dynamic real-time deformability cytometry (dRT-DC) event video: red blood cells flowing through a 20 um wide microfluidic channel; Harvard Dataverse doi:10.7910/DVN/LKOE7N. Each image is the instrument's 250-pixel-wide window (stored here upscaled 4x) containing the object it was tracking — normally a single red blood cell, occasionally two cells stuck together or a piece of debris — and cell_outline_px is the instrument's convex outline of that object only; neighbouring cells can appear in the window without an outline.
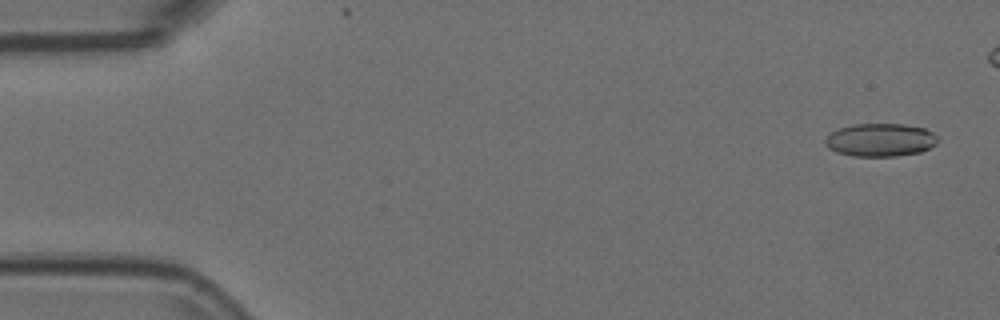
{"species": "Egyptian fruit bat (a non-hibernating species)", "species_latin": "Rousettus aegyptiacus", "temperature_condition": "room temperature", "stored_images_in_passage": 48, "camera_frame_rate_fps": 3000, "um_per_image_px": 0.085, "animal": {"sex": "female"}, "frame": {"image": 1, "passage_image": 2, "time_ms": 0.333, "image_size_px": [1000, 320], "cell_outline_px": [[936, 144], [920, 152], [896, 156], [852, 156], [836, 152], [828, 148], [824, 144], [824, 140], [832, 132], [840, 128], [852, 124], [904, 124], [924, 128], [932, 132], [936, 136]], "centroid_in_image_um": [74.8, 11.9], "position_along_channel_um": 10.2, "area_um2": 21.62}}
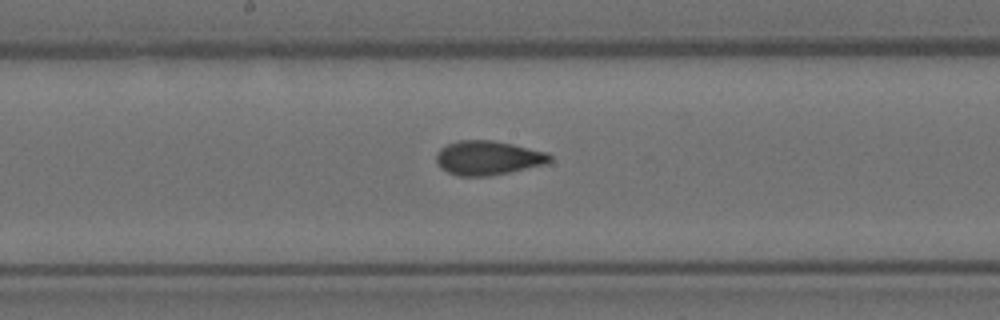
{"frame": {"image": 2, "passage_image": 28, "time_ms": 9.0, "image_size_px": [1000, 320], "cell_outline_px": [[552, 160], [544, 164], [508, 172], [488, 176], [460, 176], [448, 172], [440, 168], [436, 160], [436, 152], [440, 148], [456, 140], [492, 140], [512, 144], [548, 152], [552, 156]], "centroid_in_image_um": [41.45, 13.41], "position_along_channel_um": 206.7, "area_um2": 22.6}}
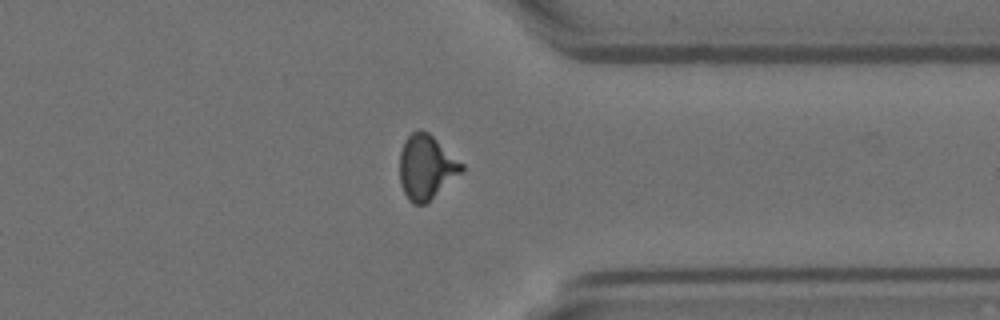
{"frame": {"image": 3, "passage_image": 42, "time_ms": 13.667, "image_size_px": [1000, 320], "cell_outline_px": [[464, 168], [460, 172], [424, 204], [412, 204], [408, 200], [400, 184], [400, 152], [404, 140], [412, 132], [420, 128], [428, 132], [464, 164]], "centroid_in_image_um": [36.19, 14.17], "position_along_channel_um": 375.2, "area_um2": 22.83}}